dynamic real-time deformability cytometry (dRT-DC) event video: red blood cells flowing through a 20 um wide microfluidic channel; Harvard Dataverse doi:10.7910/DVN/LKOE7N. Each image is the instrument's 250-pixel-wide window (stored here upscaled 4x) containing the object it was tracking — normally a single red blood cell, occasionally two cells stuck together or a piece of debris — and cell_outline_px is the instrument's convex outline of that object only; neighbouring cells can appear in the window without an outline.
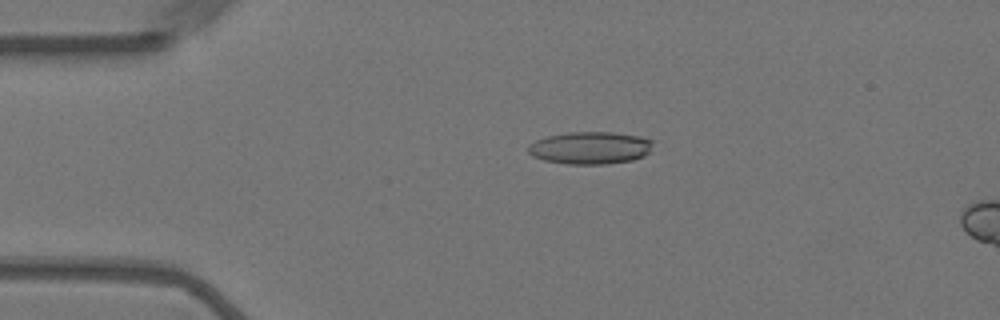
{"species": "Egyptian fruit bat (a non-hibernating species)", "species_latin": "Rousettus aegyptiacus", "temperature_condition": "warm", "stored_images_in_passage": 7, "camera_frame_rate_fps": 3000, "um_per_image_px": 0.085, "animal": {"sex": "female"}, "frame": {"image": 1, "passage_image": 4, "time_ms": 1.0, "image_size_px": [1000, 320], "cell_outline_px": [[652, 144], [648, 152], [644, 156], [632, 160], [608, 164], [568, 164], [544, 160], [532, 156], [528, 152], [528, 144], [536, 140], [548, 136], [568, 132], [612, 132], [640, 136], [652, 140]], "centroid_in_image_um": [50.15, 12.57], "position_along_channel_um": 34.8, "area_um2": 23.58}}